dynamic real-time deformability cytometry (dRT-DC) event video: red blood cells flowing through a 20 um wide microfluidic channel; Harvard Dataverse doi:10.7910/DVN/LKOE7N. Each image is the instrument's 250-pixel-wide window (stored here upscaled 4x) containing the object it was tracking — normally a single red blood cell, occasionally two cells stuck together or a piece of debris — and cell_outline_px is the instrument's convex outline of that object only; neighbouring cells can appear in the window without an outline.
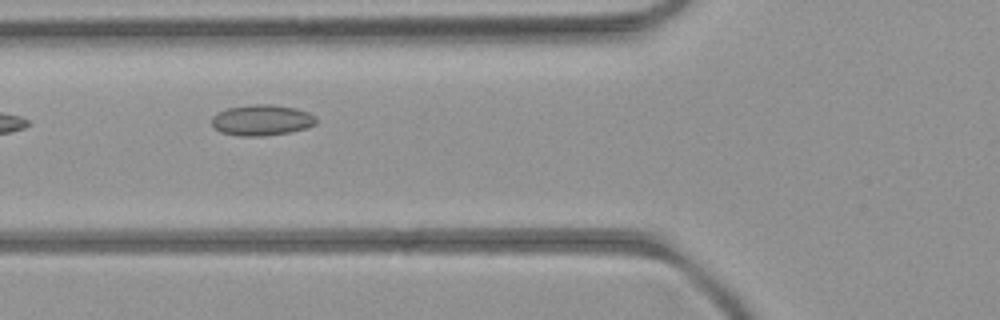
{"species": "common noctule bat (a hibernating species)", "species_latin": "Nyctalus noctula", "temperature_condition": "room temperature", "stored_images_in_passage": 6, "camera_frame_rate_fps": 3000, "um_per_image_px": 0.085, "animal": {"sex": "female", "body_mass_g": 21.9}, "frame": {"image": 1, "passage_image": 4, "time_ms": 4.0, "image_size_px": [1000, 320], "cell_outline_px": [[316, 124], [304, 128], [288, 132], [264, 136], [236, 136], [220, 132], [212, 124], [212, 116], [216, 112], [228, 108], [252, 104], [272, 104], [296, 108], [308, 112], [316, 116]], "centroid_in_image_um": [22.23, 10.2], "position_along_channel_um": 103.6, "area_um2": 18.84}}
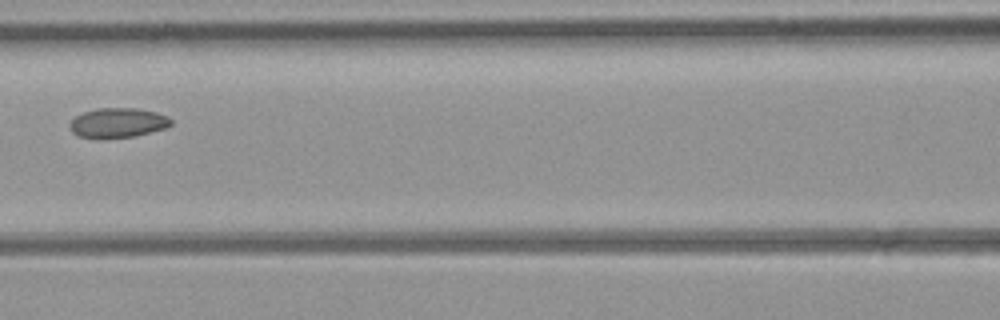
{"frame": {"image": 2, "passage_image": 5, "time_ms": 5.333, "image_size_px": [1000, 320], "cell_outline_px": [[172, 124], [168, 128], [136, 136], [80, 136], [72, 132], [68, 124], [76, 116], [84, 112], [96, 108], [136, 108], [156, 112], [168, 116], [172, 120]], "centroid_in_image_um": [10.08, 10.4], "position_along_channel_um": 156.5, "area_um2": 17.17}}
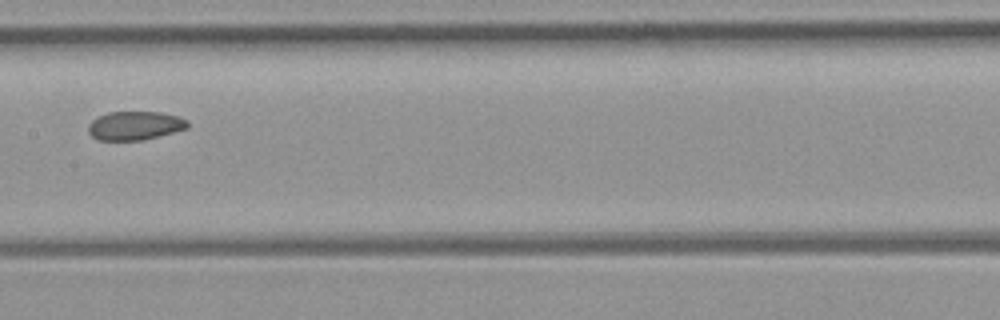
{"frame": {"image": 3, "passage_image": 6, "time_ms": 6.333, "image_size_px": [1000, 320], "cell_outline_px": [[188, 128], [144, 140], [100, 140], [92, 136], [88, 132], [88, 124], [92, 120], [108, 112], [160, 112], [180, 116], [188, 120]], "centroid_in_image_um": [11.49, 10.67], "position_along_channel_um": 195.9, "area_um2": 16.65}}